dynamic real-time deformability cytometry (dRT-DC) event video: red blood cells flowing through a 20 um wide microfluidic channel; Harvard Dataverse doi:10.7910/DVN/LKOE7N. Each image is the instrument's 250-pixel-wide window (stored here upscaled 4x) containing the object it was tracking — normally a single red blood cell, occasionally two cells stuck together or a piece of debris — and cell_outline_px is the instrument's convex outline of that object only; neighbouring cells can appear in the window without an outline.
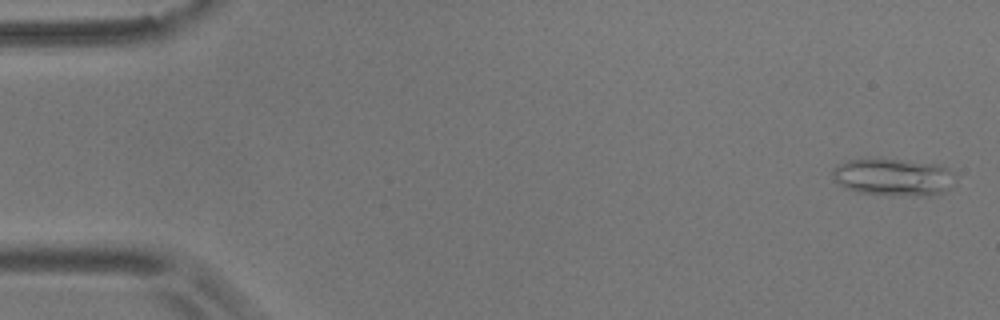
{"species": "common noctule bat (a hibernating species)", "species_latin": "Nyctalus noctula", "temperature_condition": "room temperature", "stored_images_in_passage": 56, "camera_frame_rate_fps": 3000, "um_per_image_px": 0.085, "animal": {"sex": "male", "body_mass_g": 17.9}, "frame": {"image": 1, "passage_image": 2, "time_ms": 0.333, "image_size_px": [1000, 320], "cell_outline_px": [[956, 176], [948, 188], [944, 192], [932, 196], [916, 196], [856, 192], [844, 188], [832, 176], [832, 168], [848, 160], [900, 160], [936, 164], [948, 168]], "centroid_in_image_um": [75.95, 15.07], "position_along_channel_um": 9.0, "area_um2": 26.3}}
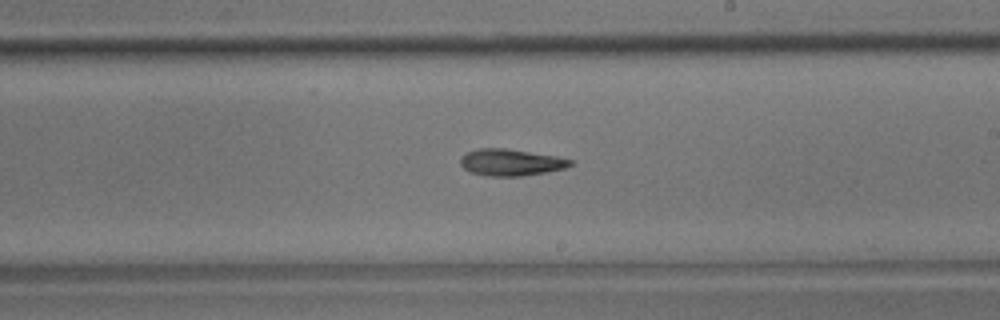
{"frame": {"image": 2, "passage_image": 32, "time_ms": 10.333, "image_size_px": [1000, 320], "cell_outline_px": [[572, 164], [564, 168], [544, 172], [520, 176], [488, 176], [468, 172], [460, 164], [460, 156], [468, 152], [480, 148], [504, 148], [556, 156], [572, 160]], "centroid_in_image_um": [43.36, 13.8], "position_along_channel_um": 245.6, "area_um2": 16.94}}
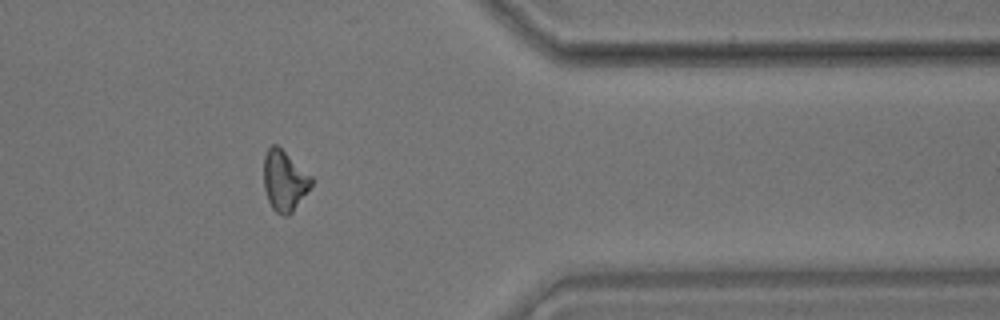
{"frame": {"image": 3, "passage_image": 45, "time_ms": 14.667, "image_size_px": [1000, 320], "cell_outline_px": [[316, 180], [292, 212], [288, 216], [284, 216], [276, 212], [272, 208], [268, 200], [264, 188], [264, 156], [268, 148], [272, 144], [276, 144], [312, 176]], "centroid_in_image_um": [24.19, 15.37], "position_along_channel_um": 387.2, "area_um2": 16.82}}